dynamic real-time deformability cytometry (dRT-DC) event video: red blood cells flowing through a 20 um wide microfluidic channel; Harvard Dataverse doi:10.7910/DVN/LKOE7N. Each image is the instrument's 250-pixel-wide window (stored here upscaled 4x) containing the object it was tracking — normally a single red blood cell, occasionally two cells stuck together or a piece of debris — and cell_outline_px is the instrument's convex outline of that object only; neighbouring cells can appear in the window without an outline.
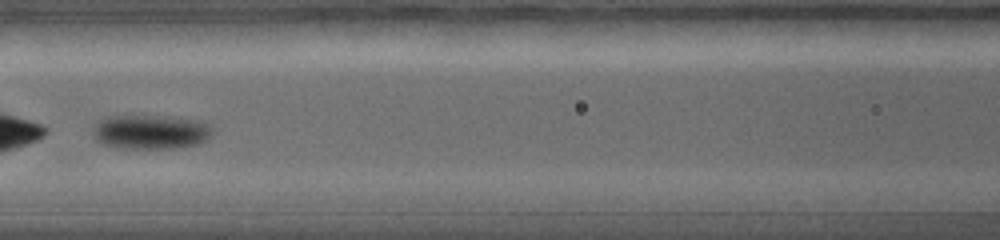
{"species": "common noctule bat (a hibernating species)", "species_latin": "Nyctalus noctula", "temperature_condition": "warm", "stored_images_in_passage": 9, "camera_frame_rate_fps": 5000, "um_per_image_px": 0.085, "animal": {"sex": "female", "body_mass_g": 19.0, "forearm_length_mm": 56.7}, "frame": {"image": 1, "passage_image": 4, "time_ms": 1.6, "image_size_px": [1000, 240], "cell_outline_px": [[208, 132], [196, 144], [176, 148], [124, 148], [104, 144], [96, 136], [96, 132], [100, 124], [104, 120], [116, 116], [168, 116], [188, 120], [200, 124]], "centroid_in_image_um": [12.72, 11.23], "position_along_channel_um": 153.9, "area_um2": 21.79}}
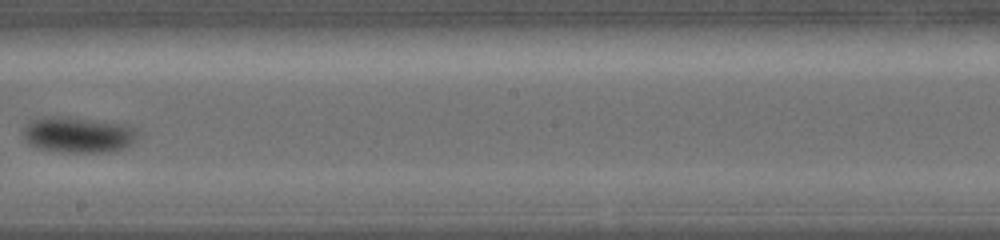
{"frame": {"image": 2, "passage_image": 7, "time_ms": 3.2, "image_size_px": [1000, 240], "cell_outline_px": [[128, 144], [120, 148], [104, 152], [60, 152], [40, 148], [32, 144], [28, 140], [28, 128], [36, 120], [52, 116], [80, 120], [120, 128], [128, 136]], "centroid_in_image_um": [6.4, 11.54], "position_along_channel_um": 241.8, "area_um2": 20.17}}
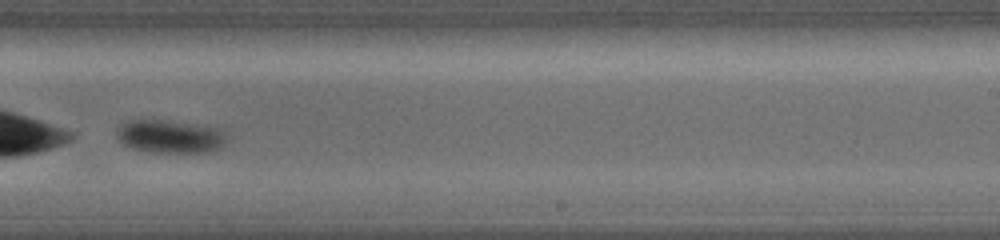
{"frame": {"image": 3, "passage_image": 8, "time_ms": 3.8, "image_size_px": [1000, 240], "cell_outline_px": [[220, 140], [216, 148], [208, 152], [152, 152], [132, 148], [120, 136], [120, 132], [124, 124], [136, 120], [160, 120], [216, 132]], "centroid_in_image_um": [14.27, 11.65], "position_along_channel_um": 274.7, "area_um2": 18.32}}